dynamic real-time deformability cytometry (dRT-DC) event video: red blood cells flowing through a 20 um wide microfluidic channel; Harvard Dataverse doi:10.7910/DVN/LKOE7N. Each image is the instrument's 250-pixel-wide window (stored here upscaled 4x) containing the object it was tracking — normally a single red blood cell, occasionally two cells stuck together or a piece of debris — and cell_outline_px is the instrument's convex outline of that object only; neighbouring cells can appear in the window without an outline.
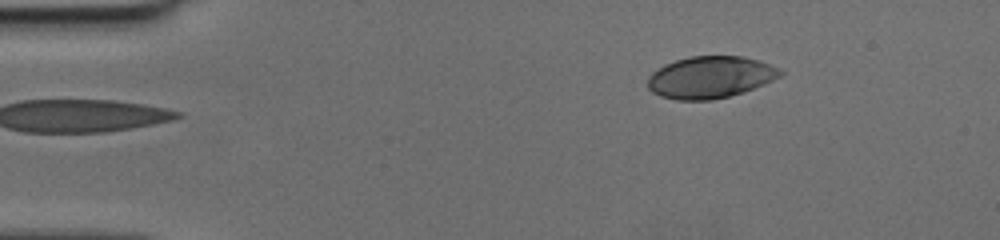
{"species": "human", "species_latin": "Homo sapiens", "temperature_condition": "cold", "stored_images_in_passage": 43, "camera_frame_rate_fps": 3000, "um_per_image_px": 0.085, "donor": {"sex": "female"}, "frame": {"image": 1, "passage_image": 1, "time_ms": 0.0, "image_size_px": [1000, 240], "cell_outline_px": [[784, 72], [780, 76], [764, 84], [744, 92], [712, 100], [676, 100], [660, 96], [652, 92], [648, 88], [648, 76], [652, 72], [664, 64], [676, 60], [692, 56], [740, 56], [756, 60], [768, 64]], "centroid_in_image_um": [60.33, 6.57], "position_along_channel_um": 24.7, "area_um2": 32.19}}
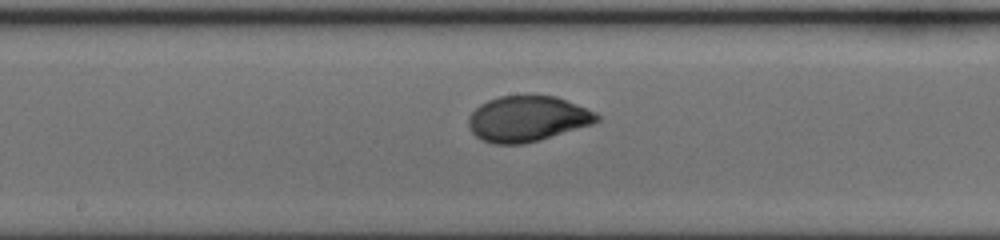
{"frame": {"image": 2, "passage_image": 20, "time_ms": 6.333, "image_size_px": [1000, 240], "cell_outline_px": [[600, 120], [592, 124], [540, 140], [524, 144], [492, 144], [480, 140], [468, 128], [468, 116], [480, 104], [488, 100], [500, 96], [556, 96], [596, 112], [600, 116]], "centroid_in_image_um": [44.81, 10.11], "position_along_channel_um": 203.4, "area_um2": 34.16}}
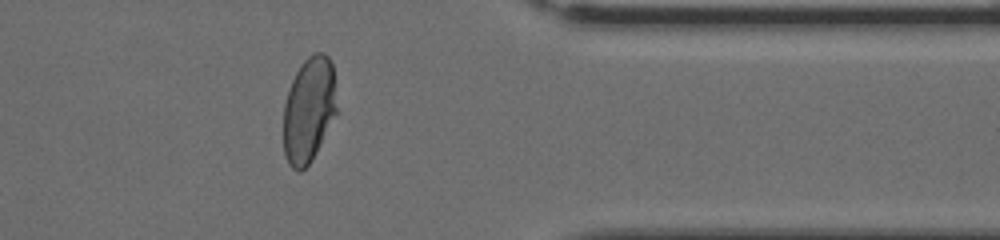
{"frame": {"image": 3, "passage_image": 34, "time_ms": 11.0, "image_size_px": [1000, 240], "cell_outline_px": [[340, 112], [312, 160], [300, 172], [296, 172], [288, 164], [284, 156], [284, 104], [292, 80], [296, 72], [304, 60], [308, 56], [316, 52], [324, 52], [332, 60]], "centroid_in_image_um": [26.32, 9.34], "position_along_channel_um": 385.1, "area_um2": 33.87}}